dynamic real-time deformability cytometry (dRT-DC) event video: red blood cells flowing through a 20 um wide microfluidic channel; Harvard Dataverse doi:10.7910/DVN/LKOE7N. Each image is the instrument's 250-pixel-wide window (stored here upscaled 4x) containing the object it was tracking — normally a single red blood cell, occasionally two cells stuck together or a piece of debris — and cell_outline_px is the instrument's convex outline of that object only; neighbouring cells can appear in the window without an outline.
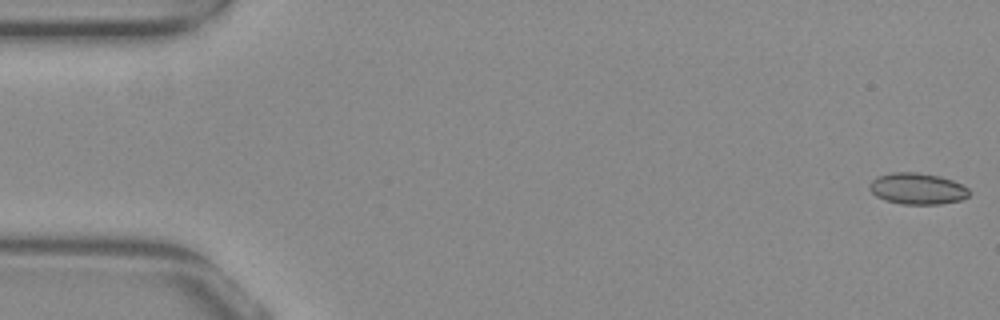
{"species": "common noctule bat (a hibernating species)", "species_latin": "Nyctalus noctula", "temperature_condition": "warm", "stored_images_in_passage": 14, "camera_frame_rate_fps": 3000, "um_per_image_px": 0.085, "animal": {"sex": "female", "body_mass_g": 29.2, "forearm_length_mm": 56.3}, "frame": {"image": 1, "passage_image": 1, "time_ms": 0.0, "image_size_px": [1000, 320], "cell_outline_px": [[968, 196], [960, 200], [940, 204], [904, 204], [884, 200], [876, 196], [868, 188], [868, 184], [876, 176], [892, 172], [916, 172], [940, 176], [952, 180], [968, 188]], "centroid_in_image_um": [77.93, 16.03], "position_along_channel_um": 7.1, "area_um2": 18.21}}